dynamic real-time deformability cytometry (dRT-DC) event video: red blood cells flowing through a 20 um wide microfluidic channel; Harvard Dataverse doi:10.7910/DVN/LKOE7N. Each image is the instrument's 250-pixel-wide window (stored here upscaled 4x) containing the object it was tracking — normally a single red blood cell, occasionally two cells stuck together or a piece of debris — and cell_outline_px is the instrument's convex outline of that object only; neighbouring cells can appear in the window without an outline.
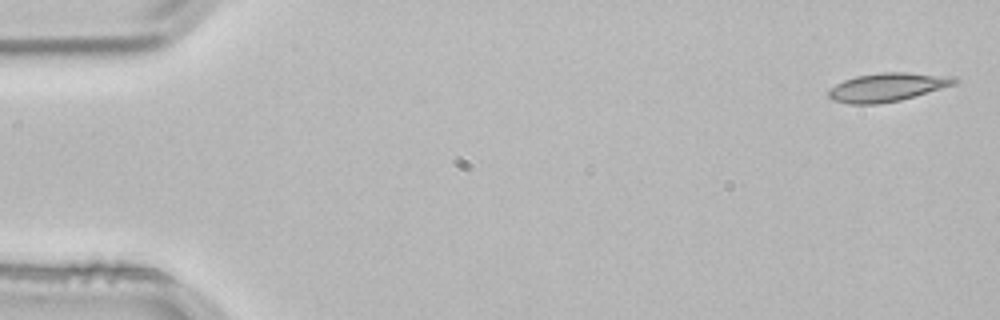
{"species": "common noctule bat (a hibernating species)", "species_latin": "Nyctalus noctula", "temperature_condition": "room temperature", "stored_images_in_passage": 2, "camera_frame_rate_fps": 3000, "um_per_image_px": 0.085, "animal": {"sex": "male", "body_mass_g": 21.5, "forearm_length_mm": 52.0}, "frame": {"image": 1, "passage_image": 2, "time_ms": 0.333, "image_size_px": [1000, 320], "cell_outline_px": [[960, 80], [956, 84], [900, 100], [876, 104], [848, 104], [832, 100], [828, 96], [828, 88], [844, 80], [856, 76], [880, 72], [904, 72], [956, 76]], "centroid_in_image_um": [75.42, 7.4], "position_along_channel_um": 9.6, "area_um2": 21.1}}